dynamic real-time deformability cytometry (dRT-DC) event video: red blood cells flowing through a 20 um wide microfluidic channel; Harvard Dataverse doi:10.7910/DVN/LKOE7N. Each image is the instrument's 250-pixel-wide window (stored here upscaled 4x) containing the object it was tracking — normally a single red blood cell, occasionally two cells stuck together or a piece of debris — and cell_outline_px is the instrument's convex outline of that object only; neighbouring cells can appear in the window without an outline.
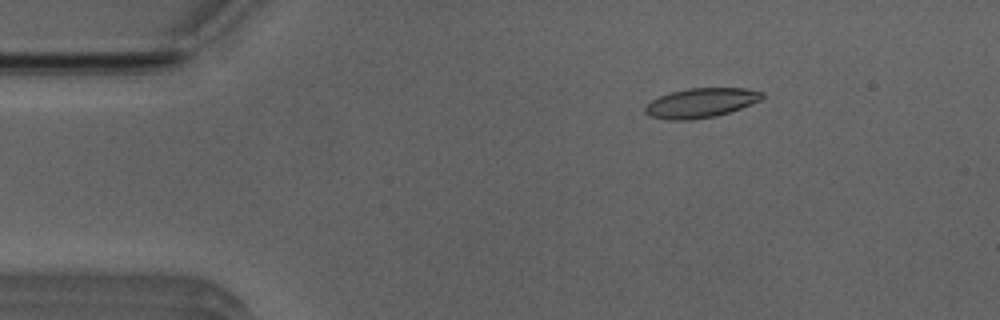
{"species": "Egyptian fruit bat (a non-hibernating species)", "species_latin": "Rousettus aegyptiacus", "temperature_condition": "room temperature", "stored_images_in_passage": 45, "camera_frame_rate_fps": 3000, "um_per_image_px": 0.085, "animal": {"sex": "male"}, "frame": {"image": 1, "passage_image": 1, "time_ms": 0.0, "image_size_px": [1000, 320], "cell_outline_px": [[764, 96], [760, 100], [740, 108], [716, 116], [692, 120], [668, 120], [648, 116], [644, 112], [644, 104], [660, 96], [672, 92], [688, 88], [744, 88], [764, 92]], "centroid_in_image_um": [59.53, 8.75], "position_along_channel_um": 25.5, "area_um2": 20.17}}
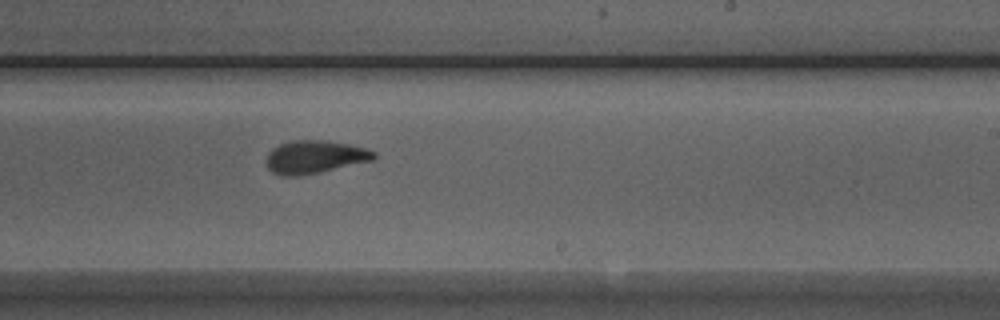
{"frame": {"image": 2, "passage_image": 24, "time_ms": 7.667, "image_size_px": [1000, 320], "cell_outline_px": [[376, 156], [372, 160], [320, 172], [296, 176], [284, 176], [272, 172], [268, 168], [268, 152], [272, 148], [280, 144], [292, 140], [324, 140], [348, 144], [368, 148], [376, 152]], "centroid_in_image_um": [26.77, 13.33], "position_along_channel_um": 262.2, "area_um2": 20.52}}
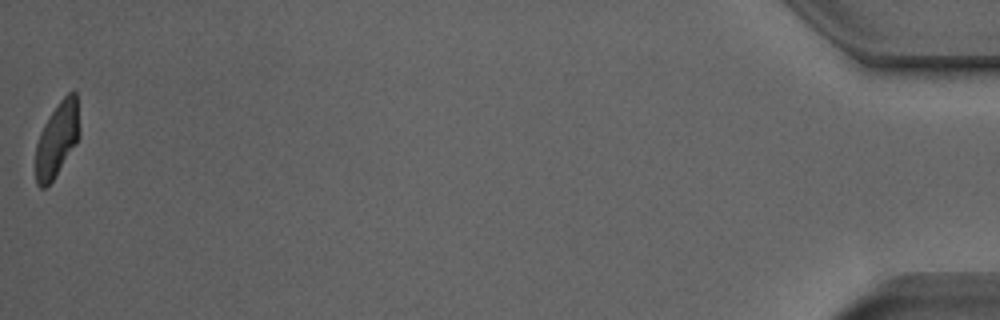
{"frame": {"image": 3, "passage_image": 45, "time_ms": 14.667, "image_size_px": [1000, 320], "cell_outline_px": [[80, 136], [76, 144], [52, 180], [44, 188], [40, 188], [36, 184], [36, 144], [40, 132], [44, 124], [60, 100], [68, 92], [76, 92], [80, 128]], "centroid_in_image_um": [4.86, 11.83], "position_along_channel_um": 430.3, "area_um2": 18.9}, "authors_computed_cell_mechanics": {"area_um2": 20.6346, "velocity_mm_per_s": 3.9005, "shape_relaxation_time_tau1_ms": 5.4654, "shape_relaxation_time_tau2_ms": 1.4871, "deformation_change_tau1": 0.1691, "deformation_change_tau2": 0.0723}}